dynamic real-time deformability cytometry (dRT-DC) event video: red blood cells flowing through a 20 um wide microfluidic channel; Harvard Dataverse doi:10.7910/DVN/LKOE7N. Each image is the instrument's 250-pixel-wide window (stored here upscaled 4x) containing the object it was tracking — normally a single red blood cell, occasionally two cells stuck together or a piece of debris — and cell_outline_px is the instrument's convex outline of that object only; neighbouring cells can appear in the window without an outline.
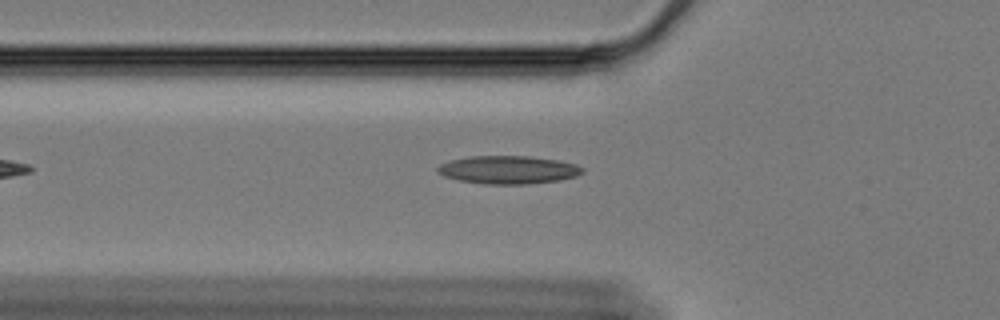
{"species": "Egyptian fruit bat (a non-hibernating species)", "species_latin": "Rousettus aegyptiacus", "temperature_condition": "cold", "stored_images_in_passage": 38, "camera_frame_rate_fps": 3000, "um_per_image_px": 0.085, "animal": {"sex": "female"}, "frame": {"image": 1, "passage_image": 2, "time_ms": 0.333, "image_size_px": [1000, 320], "cell_outline_px": [[584, 172], [576, 176], [560, 180], [524, 184], [484, 184], [460, 180], [444, 176], [436, 172], [436, 168], [440, 164], [452, 160], [468, 156], [528, 156], [556, 160], [576, 164], [584, 168]], "centroid_in_image_um": [43.19, 14.43], "position_along_channel_um": 82.6, "area_um2": 23.64}}
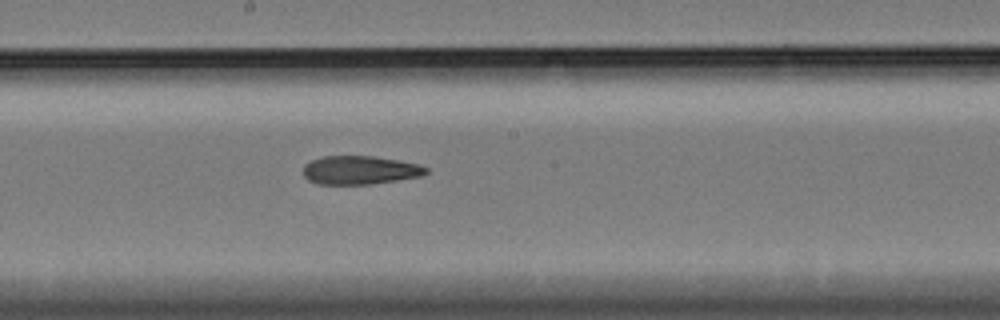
{"frame": {"image": 2, "passage_image": 14, "time_ms": 4.333, "image_size_px": [1000, 320], "cell_outline_px": [[428, 172], [424, 176], [372, 184], [316, 184], [308, 180], [304, 176], [304, 164], [320, 156], [376, 156], [400, 160], [420, 164], [428, 168]], "centroid_in_image_um": [30.63, 14.46], "position_along_channel_um": 217.6, "area_um2": 20.75}}
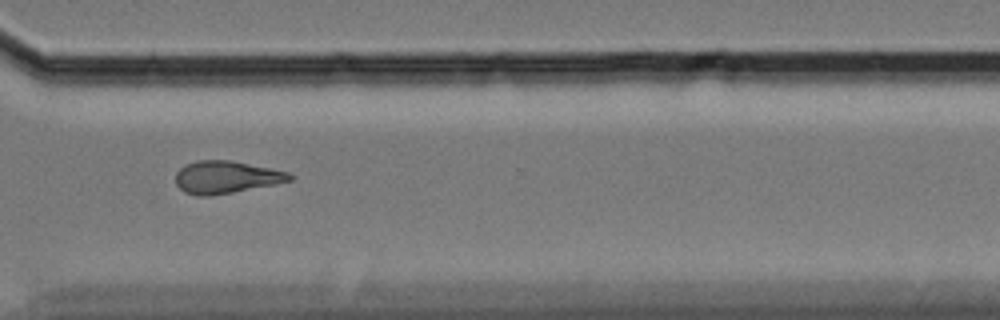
{"frame": {"image": 3, "passage_image": 26, "time_ms": 8.333, "image_size_px": [1000, 320], "cell_outline_px": [[296, 176], [292, 180], [232, 192], [208, 196], [196, 196], [184, 192], [176, 184], [176, 172], [184, 164], [196, 160], [228, 160], [288, 172]], "centroid_in_image_um": [19.17, 15.05], "position_along_channel_um": 351.4, "area_um2": 21.33}, "authors_computed_cell_mechanics": {"area_um2": 21.0103, "velocity_mm_per_s": 3.3481, "shape_relaxation_time_tau1_ms": null, "shape_relaxation_time_tau2_ms": 5.651, "deformation_change_tau1": null, "deformation_change_tau2": 0.1564}}